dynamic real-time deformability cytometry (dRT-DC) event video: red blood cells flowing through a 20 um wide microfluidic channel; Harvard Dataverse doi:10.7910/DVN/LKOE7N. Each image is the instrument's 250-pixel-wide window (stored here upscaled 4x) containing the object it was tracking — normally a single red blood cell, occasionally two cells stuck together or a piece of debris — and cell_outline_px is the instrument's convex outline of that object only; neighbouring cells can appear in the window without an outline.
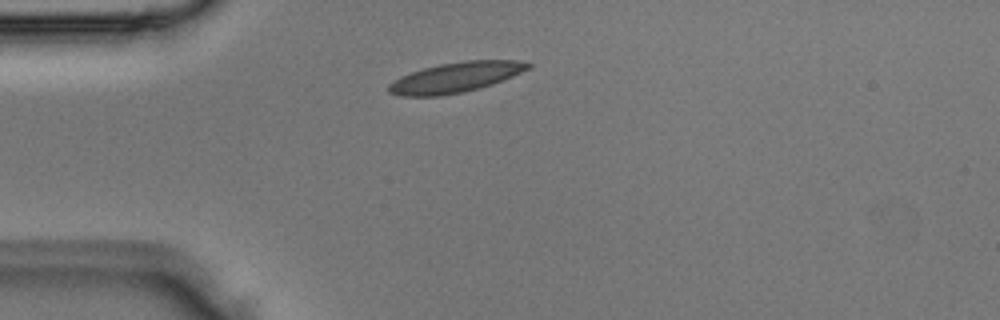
{"species": "Egyptian fruit bat (a non-hibernating species)", "species_latin": "Rousettus aegyptiacus", "temperature_condition": "room temperature", "stored_images_in_passage": 1, "camera_frame_rate_fps": 3000, "um_per_image_px": 0.085, "animal": {"sex": "male"}, "frame": {"image": 1, "passage_image": 1, "time_ms": 0.0, "image_size_px": [1000, 320], "cell_outline_px": [[532, 68], [492, 84], [464, 92], [440, 96], [400, 96], [388, 92], [388, 84], [412, 72], [424, 68], [440, 64], [464, 60], [516, 60], [532, 64]], "centroid_in_image_um": [38.75, 6.57], "position_along_channel_um": 46.2, "area_um2": 24.28}}